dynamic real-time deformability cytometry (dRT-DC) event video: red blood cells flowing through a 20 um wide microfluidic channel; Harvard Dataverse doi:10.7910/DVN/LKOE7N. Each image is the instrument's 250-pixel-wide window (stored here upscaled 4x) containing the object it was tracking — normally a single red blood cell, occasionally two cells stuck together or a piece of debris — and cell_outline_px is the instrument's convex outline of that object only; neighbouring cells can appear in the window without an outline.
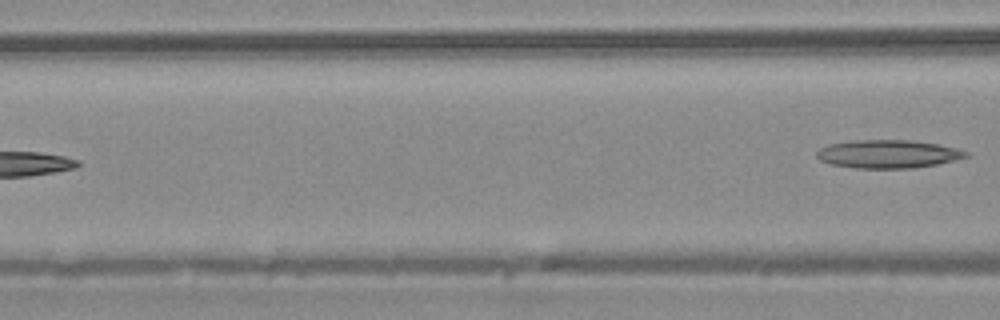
{"species": "common noctule bat (a hibernating species)", "species_latin": "Nyctalus noctula", "temperature_condition": "warm", "stored_images_in_passage": 4, "segment_of_instrument_passage": [2, 2], "camera_frame_rate_fps": 3000, "um_per_image_px": 0.085, "animal": {"sex": "male", "body_mass_g": 20.4}, "frame": {"image": 1, "passage_image": 4, "time_ms": 1.0, "image_size_px": [1000, 320], "cell_outline_px": [[968, 156], [936, 164], [908, 168], [856, 168], [832, 164], [820, 160], [816, 156], [816, 152], [820, 148], [828, 144], [856, 140], [912, 140], [936, 144], [956, 148], [968, 152]], "centroid_in_image_um": [75.43, 13.08], "position_along_channel_um": 91.2, "area_um2": 24.22}}